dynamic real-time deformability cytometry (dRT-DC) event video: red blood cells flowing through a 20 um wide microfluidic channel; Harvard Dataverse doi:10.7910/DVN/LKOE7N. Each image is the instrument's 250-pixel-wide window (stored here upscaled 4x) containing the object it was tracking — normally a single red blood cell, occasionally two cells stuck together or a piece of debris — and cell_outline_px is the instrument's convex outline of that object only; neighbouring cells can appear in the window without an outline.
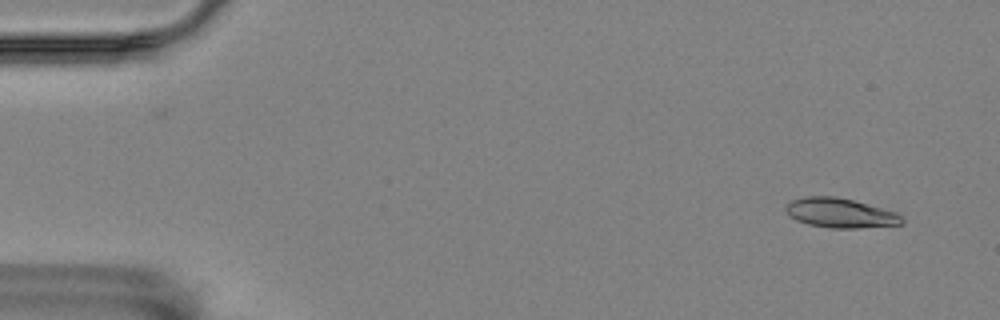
{"species": "Egyptian fruit bat (a non-hibernating species)", "species_latin": "Rousettus aegyptiacus", "temperature_condition": "room temperature", "stored_images_in_passage": 58, "segment_of_instrument_passage": [1, 2], "camera_frame_rate_fps": 3000, "um_per_image_px": 0.085, "animal": {"sex": "female"}, "frame": {"image": 1, "passage_image": 4, "time_ms": 1.0, "image_size_px": [1000, 320], "cell_outline_px": [[904, 224], [860, 228], [832, 228], [808, 224], [796, 220], [788, 216], [784, 208], [792, 200], [804, 196], [836, 196], [852, 200], [896, 212], [904, 220]], "centroid_in_image_um": [71.4, 18.11], "position_along_channel_um": 13.6, "area_um2": 20.0}}
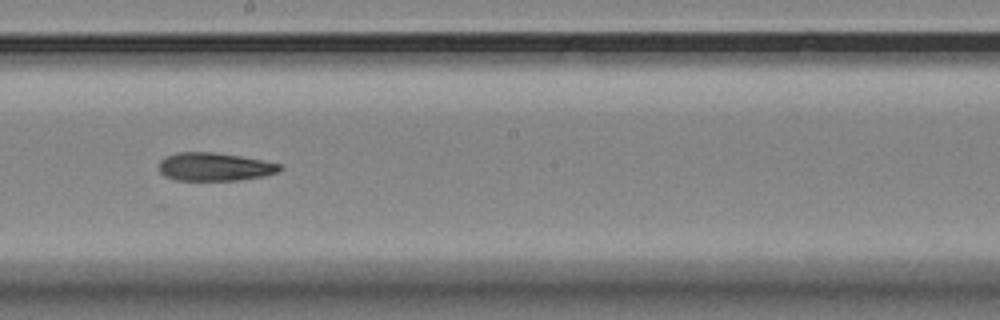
{"frame": {"image": 2, "passage_image": 32, "time_ms": 10.333, "image_size_px": [1000, 320], "cell_outline_px": [[284, 168], [280, 172], [264, 176], [240, 180], [176, 180], [164, 176], [160, 172], [160, 160], [164, 156], [176, 152], [212, 152], [240, 156], [280, 164]], "centroid_in_image_um": [18.24, 14.18], "position_along_channel_um": 230.0, "area_um2": 19.94}}
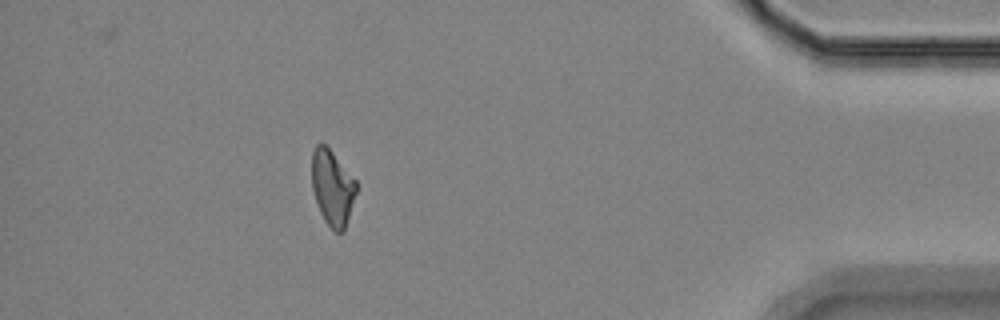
{"frame": {"image": 3, "passage_image": 51, "time_ms": 16.667, "image_size_px": [1000, 320], "cell_outline_px": [[356, 192], [344, 232], [336, 232], [324, 220], [320, 212], [312, 188], [312, 152], [316, 144], [320, 140], [332, 152], [356, 180]], "centroid_in_image_um": [28.24, 15.93], "position_along_channel_um": 407.0, "area_um2": 19.36}}